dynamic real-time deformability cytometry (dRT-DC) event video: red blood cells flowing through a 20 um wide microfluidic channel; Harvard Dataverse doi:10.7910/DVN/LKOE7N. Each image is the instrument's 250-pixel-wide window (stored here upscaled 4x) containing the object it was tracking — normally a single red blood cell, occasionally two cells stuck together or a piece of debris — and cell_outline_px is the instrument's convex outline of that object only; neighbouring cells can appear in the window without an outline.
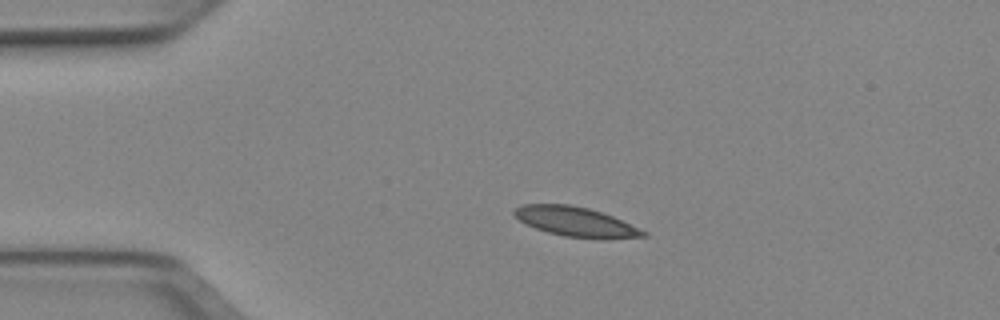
{"species": "Egyptian fruit bat (a non-hibernating species)", "species_latin": "Rousettus aegyptiacus", "temperature_condition": "cold", "stored_images_in_passage": 41, "camera_frame_rate_fps": 3000, "um_per_image_px": 0.085, "animal": {"sex": "female"}, "frame": {"image": 1, "passage_image": 1, "time_ms": 0.0, "image_size_px": [1000, 320], "cell_outline_px": [[648, 236], [604, 240], [564, 236], [548, 232], [536, 228], [520, 220], [512, 212], [516, 208], [524, 204], [568, 204], [588, 208], [612, 216], [648, 232]], "centroid_in_image_um": [48.99, 18.87], "position_along_channel_um": 36.0, "area_um2": 22.2}}
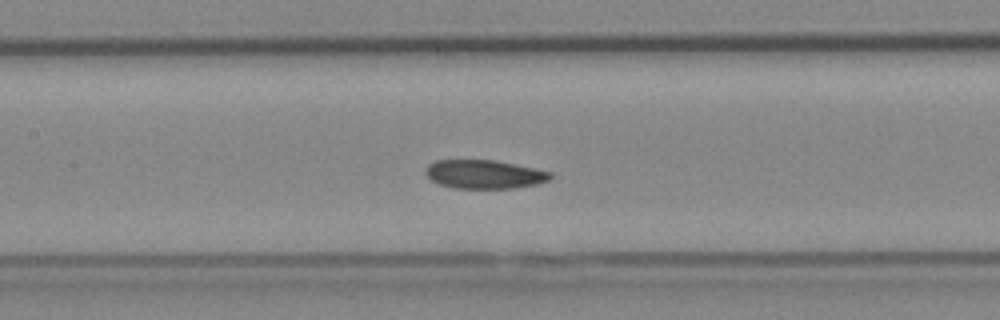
{"frame": {"image": 2, "passage_image": 14, "time_ms": 4.333, "image_size_px": [1000, 320], "cell_outline_px": [[552, 176], [548, 180], [536, 184], [516, 188], [452, 188], [440, 184], [432, 180], [424, 172], [428, 164], [436, 160], [496, 160], [536, 168], [552, 172]], "centroid_in_image_um": [41.18, 14.81], "position_along_channel_um": 166.2, "area_um2": 20.92}}
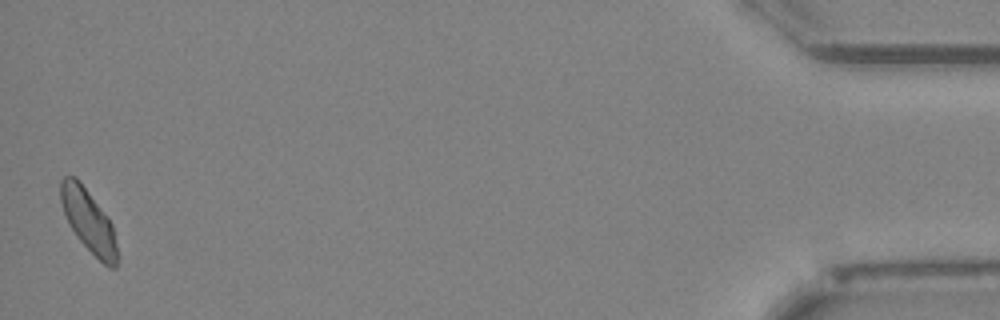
{"frame": {"image": 3, "passage_image": 41, "time_ms": 13.333, "image_size_px": [1000, 320], "cell_outline_px": [[116, 268], [108, 268], [76, 236], [64, 212], [60, 200], [60, 180], [64, 176], [76, 176], [112, 224], [116, 244]], "centroid_in_image_um": [7.5, 18.75], "position_along_channel_um": 427.7, "area_um2": 19.94}}